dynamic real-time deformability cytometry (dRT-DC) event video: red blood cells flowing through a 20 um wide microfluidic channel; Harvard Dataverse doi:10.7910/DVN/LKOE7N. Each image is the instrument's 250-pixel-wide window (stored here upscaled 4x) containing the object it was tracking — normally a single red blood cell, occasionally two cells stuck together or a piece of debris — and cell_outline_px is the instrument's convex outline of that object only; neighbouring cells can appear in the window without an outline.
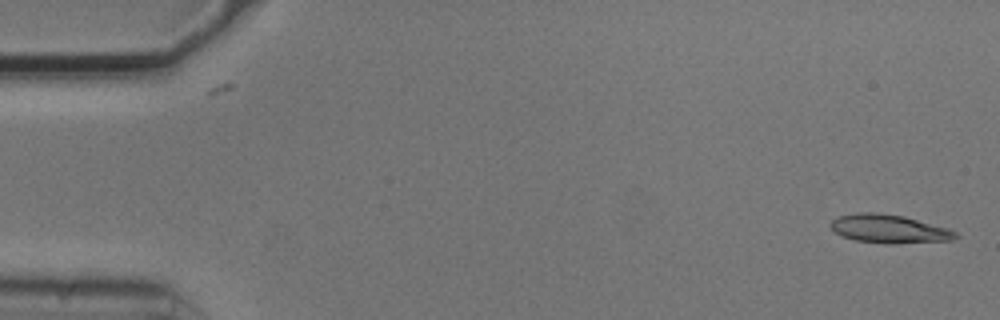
{"species": "common noctule bat (a hibernating species)", "species_latin": "Nyctalus noctula", "temperature_condition": "cold", "stored_images_in_passage": 53, "camera_frame_rate_fps": 3000, "um_per_image_px": 0.085, "animal": {"sex": "male", "body_mass_g": 20.5, "forearm_length_mm": 52.5}, "frame": {"image": 1, "passage_image": 1, "time_ms": 0.0, "image_size_px": [1000, 320], "cell_outline_px": [[960, 236], [952, 240], [896, 244], [884, 244], [856, 240], [844, 236], [836, 232], [828, 224], [836, 216], [856, 212], [876, 212], [904, 216], [948, 228], [956, 232]], "centroid_in_image_um": [75.57, 19.45], "position_along_channel_um": 9.4, "area_um2": 20.92}}
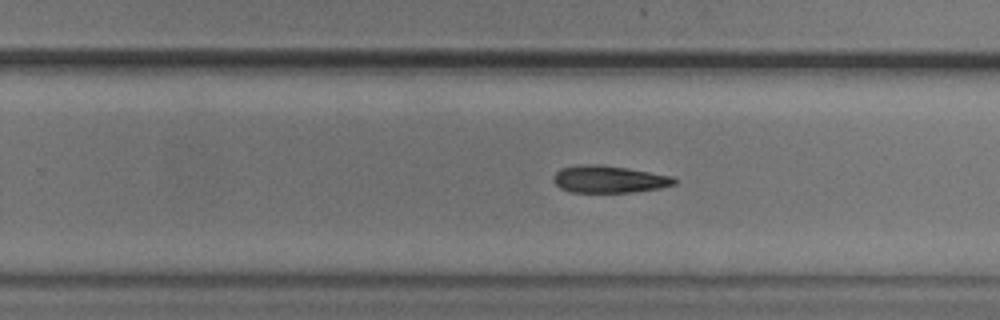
{"frame": {"image": 2, "passage_image": 33, "time_ms": 10.667, "image_size_px": [1000, 320], "cell_outline_px": [[676, 184], [660, 188], [632, 192], [572, 192], [560, 188], [556, 184], [556, 172], [560, 168], [584, 164], [596, 164], [628, 168], [672, 176], [676, 180]], "centroid_in_image_um": [51.8, 15.23], "position_along_channel_um": 278.0, "area_um2": 18.9}}
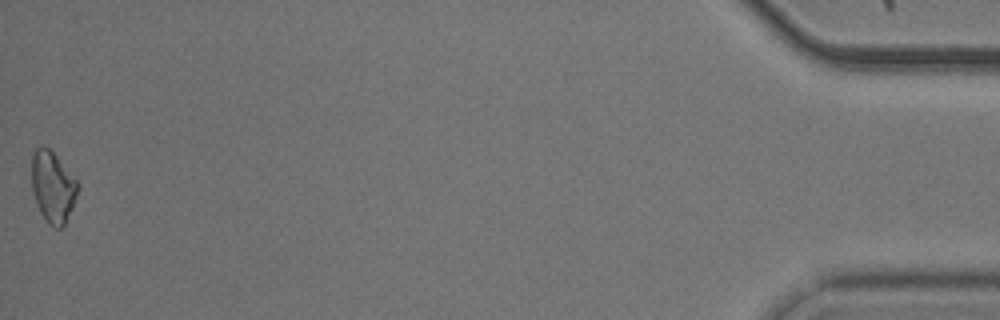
{"frame": {"image": 3, "passage_image": 53, "time_ms": 17.333, "image_size_px": [1000, 320], "cell_outline_px": [[80, 188], [72, 208], [64, 224], [60, 228], [56, 228], [48, 224], [40, 212], [36, 204], [32, 188], [32, 156], [36, 148], [40, 144], [44, 144], [56, 156], [80, 184]], "centroid_in_image_um": [4.49, 15.88], "position_along_channel_um": 430.7, "area_um2": 19.13}, "authors_computed_cell_mechanics": {"area_um2": 19.8832, "velocity_mm_per_s": 3.7457, "shape_relaxation_time_tau1_ms": 2.7976, "shape_relaxation_time_tau2_ms": null, "deformation_change_tau1": 0.0963, "deformation_change_tau2": null}}